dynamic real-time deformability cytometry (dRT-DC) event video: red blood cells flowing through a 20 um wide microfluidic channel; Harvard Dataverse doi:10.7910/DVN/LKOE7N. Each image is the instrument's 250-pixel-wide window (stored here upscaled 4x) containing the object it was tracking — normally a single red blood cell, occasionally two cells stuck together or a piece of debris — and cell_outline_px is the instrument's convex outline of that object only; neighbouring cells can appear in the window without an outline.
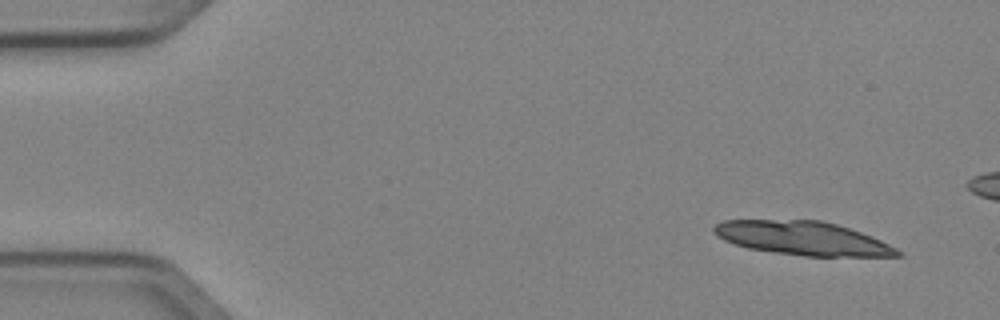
{"species": "Egyptian fruit bat (a non-hibernating species)", "species_latin": "Rousettus aegyptiacus", "temperature_condition": "cold", "stored_images_in_passage": 5, "camera_frame_rate_fps": 3000, "um_per_image_px": 0.085, "animal": {"sex": "female"}, "frame": {"image": 1, "passage_image": 1, "time_ms": 0.0, "image_size_px": [1000, 320], "cell_outline_px": [[904, 256], [804, 256], [772, 252], [748, 248], [724, 240], [716, 236], [712, 232], [712, 228], [716, 224], [724, 220], [820, 220], [836, 224], [872, 236], [904, 252]], "centroid_in_image_um": [68.22, 20.25], "position_along_channel_um": 16.8, "area_um2": 36.01}}